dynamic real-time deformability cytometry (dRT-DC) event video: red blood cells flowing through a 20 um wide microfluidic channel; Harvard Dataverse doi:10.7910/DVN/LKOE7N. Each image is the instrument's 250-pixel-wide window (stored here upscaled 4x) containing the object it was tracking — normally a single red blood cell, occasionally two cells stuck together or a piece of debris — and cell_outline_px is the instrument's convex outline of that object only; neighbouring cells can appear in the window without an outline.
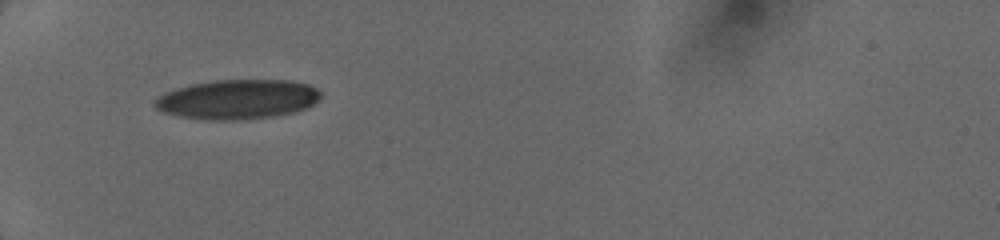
{"species": "human", "species_latin": "Homo sapiens", "temperature_condition": "cold", "stored_images_in_passage": 3, "camera_frame_rate_fps": 3000, "um_per_image_px": 0.085, "donor": {"sex": "female"}, "frame": {"image": 1, "passage_image": 1, "time_ms": 0.0, "image_size_px": [1000, 240], "cell_outline_px": [[320, 96], [312, 104], [296, 112], [272, 116], [232, 120], [208, 120], [180, 116], [164, 112], [156, 108], [152, 104], [164, 92], [176, 88], [192, 84], [212, 80], [288, 80], [308, 84], [316, 88], [320, 92]], "centroid_in_image_um": [20.17, 8.43], "position_along_channel_um": 64.8, "area_um2": 37.97}}
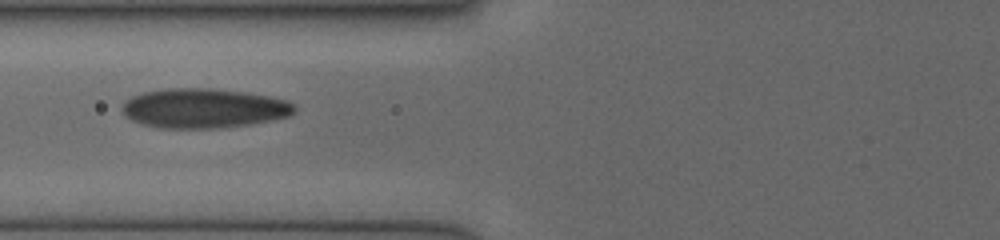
{"frame": {"image": 2, "passage_image": 2, "time_ms": 1.333, "image_size_px": [1000, 240], "cell_outline_px": [[296, 108], [288, 116], [248, 124], [216, 128], [156, 128], [132, 120], [124, 116], [120, 108], [120, 104], [124, 100], [132, 96], [144, 92], [168, 88], [208, 88], [248, 92], [288, 100]], "centroid_in_image_um": [17.24, 9.19], "position_along_channel_um": 108.6, "area_um2": 39.77}}
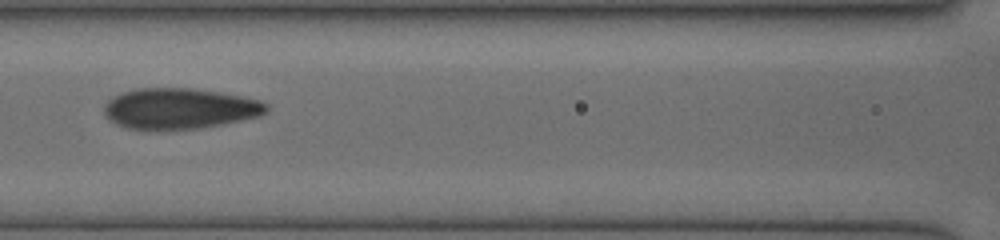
{"frame": {"image": 3, "passage_image": 3, "time_ms": 2.333, "image_size_px": [1000, 240], "cell_outline_px": [[268, 112], [260, 116], [200, 128], [128, 128], [112, 120], [104, 112], [104, 104], [112, 96], [120, 92], [136, 88], [192, 88], [240, 96], [260, 100], [268, 104]], "centroid_in_image_um": [15.29, 9.19], "position_along_channel_um": 151.3, "area_um2": 37.92}}